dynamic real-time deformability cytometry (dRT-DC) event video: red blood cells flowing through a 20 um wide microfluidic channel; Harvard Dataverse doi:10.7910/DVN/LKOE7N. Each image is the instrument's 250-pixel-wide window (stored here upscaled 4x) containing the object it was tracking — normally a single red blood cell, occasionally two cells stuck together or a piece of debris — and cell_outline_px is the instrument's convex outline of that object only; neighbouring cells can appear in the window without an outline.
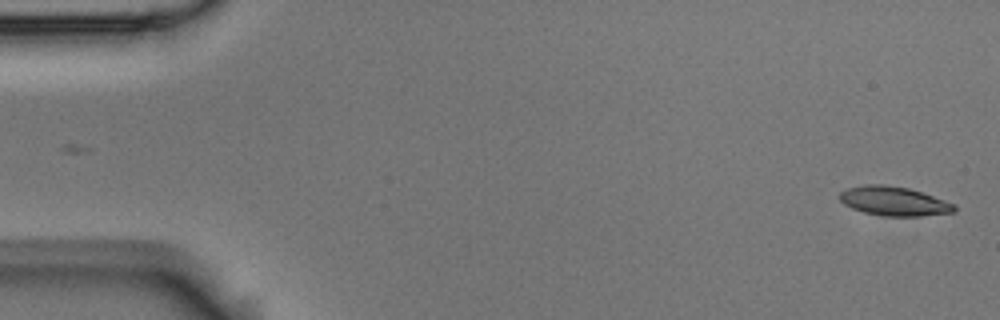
{"species": "Egyptian fruit bat (a non-hibernating species)", "species_latin": "Rousettus aegyptiacus", "temperature_condition": "room temperature", "stored_images_in_passage": 53, "camera_frame_rate_fps": 3000, "um_per_image_px": 0.085, "animal": {"sex": "male"}, "frame": {"image": 1, "passage_image": 1, "time_ms": 0.0, "image_size_px": [1000, 320], "cell_outline_px": [[956, 212], [920, 216], [884, 216], [864, 212], [852, 208], [844, 204], [840, 200], [840, 192], [848, 188], [864, 184], [880, 184], [908, 188], [956, 204]], "centroid_in_image_um": [75.99, 17.1], "position_along_channel_um": 9.0, "area_um2": 19.36}}
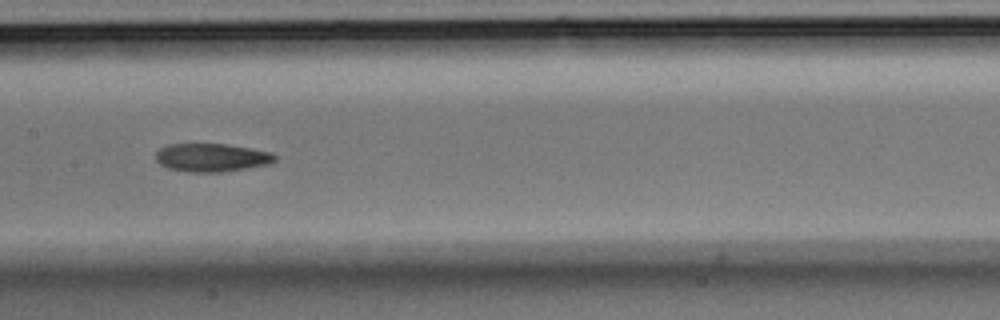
{"frame": {"image": 2, "passage_image": 26, "time_ms": 8.333, "image_size_px": [1000, 320], "cell_outline_px": [[276, 160], [268, 164], [248, 168], [220, 172], [188, 172], [168, 168], [160, 164], [156, 160], [156, 152], [160, 148], [168, 144], [228, 144], [272, 152], [276, 156]], "centroid_in_image_um": [17.99, 13.39], "position_along_channel_um": 189.4, "area_um2": 19.65}}
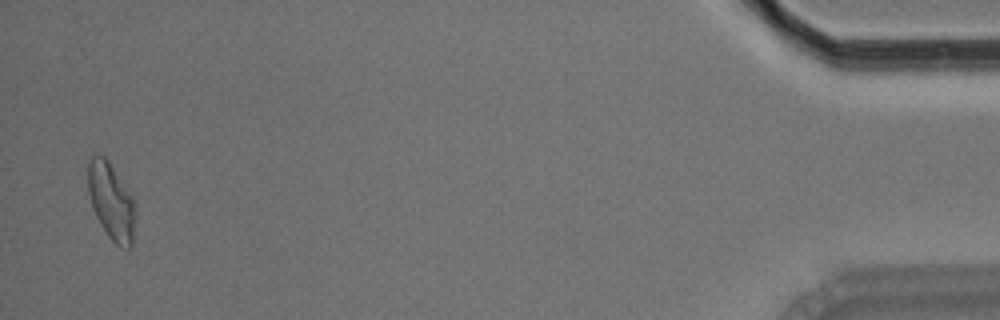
{"frame": {"image": 3, "passage_image": 52, "time_ms": 17.0, "image_size_px": [1000, 320], "cell_outline_px": [[136, 208], [132, 248], [128, 248], [116, 244], [108, 236], [96, 216], [92, 208], [88, 192], [88, 160], [96, 152], [104, 156], [108, 160], [132, 196], [136, 204]], "centroid_in_image_um": [9.46, 17.09], "position_along_channel_um": 425.7, "area_um2": 21.33}, "authors_computed_cell_mechanics": {"area_um2": 19.9988, "velocity_mm_per_s": 3.7402, "shape_relaxation_time_tau1_ms": null, "shape_relaxation_time_tau2_ms": 6.5339, "deformation_change_tau1": null, "deformation_change_tau2": 0.1478}}